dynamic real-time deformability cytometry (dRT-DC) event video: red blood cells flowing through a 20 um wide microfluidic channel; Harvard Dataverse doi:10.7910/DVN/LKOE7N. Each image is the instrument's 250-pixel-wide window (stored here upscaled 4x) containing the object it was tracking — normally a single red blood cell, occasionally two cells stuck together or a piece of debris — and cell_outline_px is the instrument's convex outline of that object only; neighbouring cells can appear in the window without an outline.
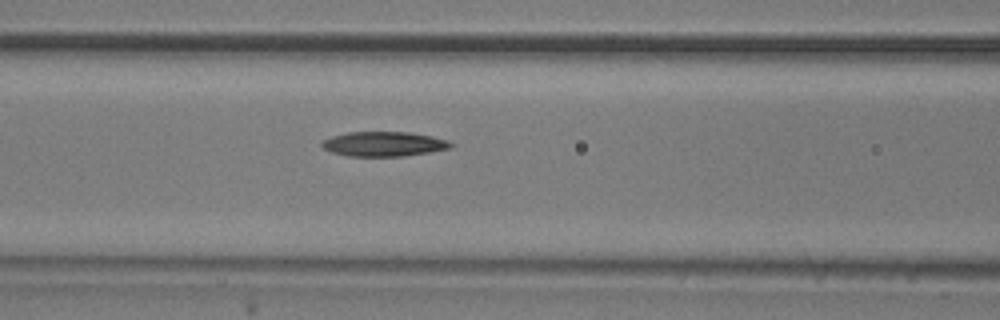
{"species": "common noctule bat (a hibernating species)", "species_latin": "Nyctalus noctula", "temperature_condition": "room temperature", "stored_images_in_passage": 17, "camera_frame_rate_fps": 3000, "um_per_image_px": 0.085, "animal": {"sex": "male", "body_mass_g": 20.5, "forearm_length_mm": 52.5}, "frame": {"image": 1, "passage_image": 6, "time_ms": 1.667, "image_size_px": [1000, 320], "cell_outline_px": [[456, 144], [452, 148], [404, 156], [348, 156], [332, 152], [324, 148], [320, 144], [320, 140], [332, 136], [348, 132], [408, 132], [432, 136], [448, 140]], "centroid_in_image_um": [32.63, 12.23], "position_along_channel_um": 134.0, "area_um2": 18.67}}
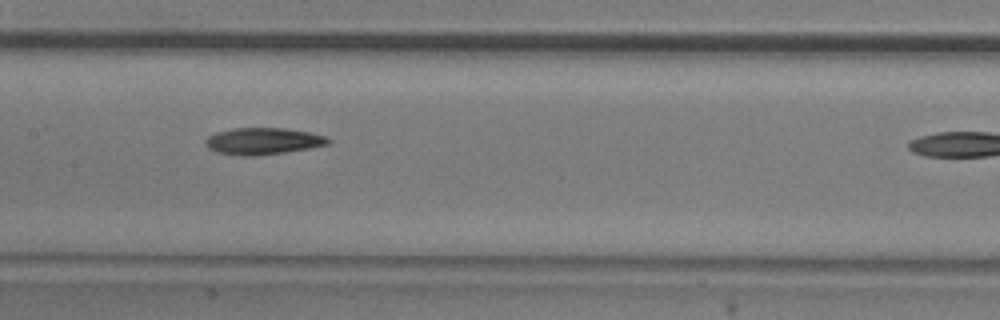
{"frame": {"image": 2, "passage_image": 10, "time_ms": 3.0, "image_size_px": [1000, 320], "cell_outline_px": [[332, 140], [328, 144], [308, 148], [284, 152], [256, 156], [244, 156], [216, 152], [208, 148], [204, 144], [204, 140], [208, 136], [216, 132], [232, 128], [284, 128], [308, 132], [324, 136]], "centroid_in_image_um": [22.3, 11.99], "position_along_channel_um": 185.1, "area_um2": 19.07}}